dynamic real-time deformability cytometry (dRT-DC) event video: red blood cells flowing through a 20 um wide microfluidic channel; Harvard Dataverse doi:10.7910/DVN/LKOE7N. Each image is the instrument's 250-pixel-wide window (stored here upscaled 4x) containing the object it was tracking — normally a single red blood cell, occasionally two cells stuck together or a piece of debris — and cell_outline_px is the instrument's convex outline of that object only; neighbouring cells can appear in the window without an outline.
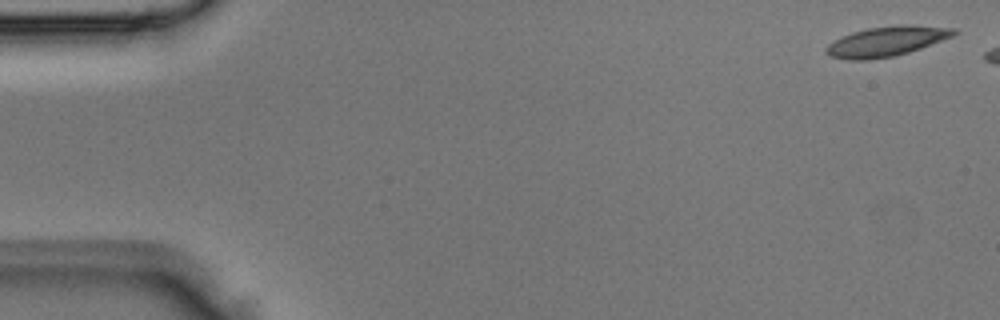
{"species": "Egyptian fruit bat (a non-hibernating species)", "species_latin": "Rousettus aegyptiacus", "temperature_condition": "room temperature", "stored_images_in_passage": 5, "camera_frame_rate_fps": 3000, "um_per_image_px": 0.085, "animal": {"sex": "male"}, "frame": {"image": 1, "passage_image": 1, "time_ms": 0.0, "image_size_px": [1000, 320], "cell_outline_px": [[960, 32], [952, 36], [920, 48], [908, 52], [892, 56], [868, 60], [848, 60], [828, 56], [824, 52], [824, 48], [828, 44], [852, 32], [868, 28], [900, 24], [908, 24], [956, 28]], "centroid_in_image_um": [75.34, 3.51], "position_along_channel_um": 9.7, "area_um2": 22.25}}